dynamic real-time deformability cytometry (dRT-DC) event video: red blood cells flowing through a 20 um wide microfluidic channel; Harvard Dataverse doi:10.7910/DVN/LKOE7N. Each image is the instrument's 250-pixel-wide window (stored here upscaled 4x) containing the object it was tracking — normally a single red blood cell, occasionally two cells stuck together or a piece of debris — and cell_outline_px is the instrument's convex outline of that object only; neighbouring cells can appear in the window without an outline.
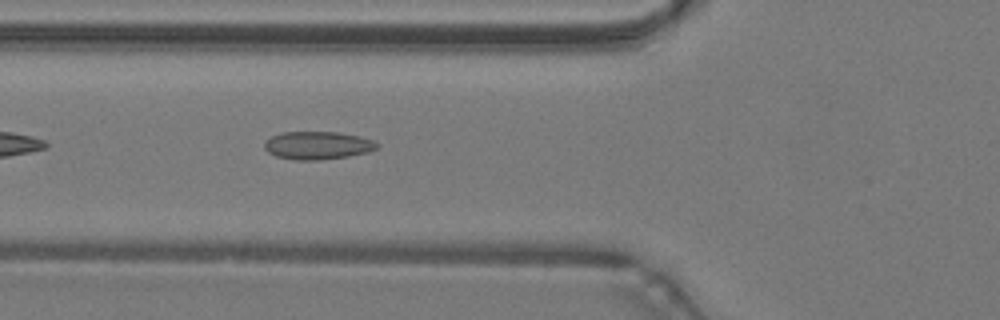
{"species": "common noctule bat (a hibernating species)", "species_latin": "Nyctalus noctula", "temperature_condition": "warm", "stored_images_in_passage": 34, "camera_frame_rate_fps": 3000, "um_per_image_px": 0.085, "animal": {"sex": "male", "body_mass_g": 19.2, "forearm_length_mm": 51.8}, "frame": {"image": 1, "passage_image": 5, "time_ms": 1.333, "image_size_px": [1000, 320], "cell_outline_px": [[380, 144], [376, 148], [368, 152], [348, 156], [320, 160], [296, 160], [276, 156], [268, 152], [264, 148], [264, 144], [272, 136], [280, 132], [336, 132], [360, 136], [372, 140]], "centroid_in_image_um": [27.0, 12.36], "position_along_channel_um": 98.8, "area_um2": 18.26}}
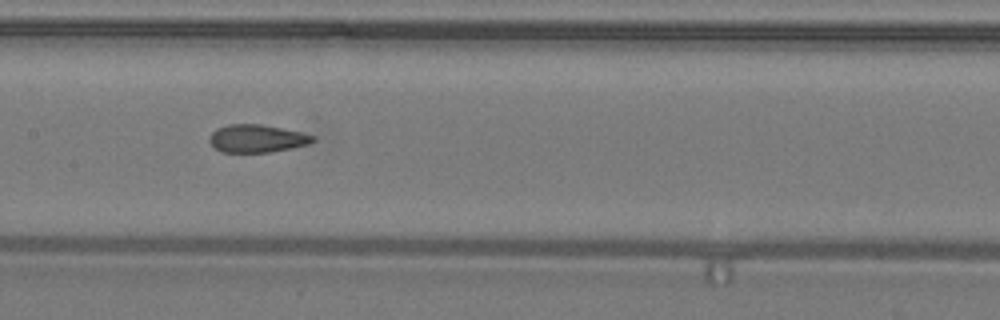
{"frame": {"image": 2, "passage_image": 11, "time_ms": 3.333, "image_size_px": [1000, 320], "cell_outline_px": [[316, 140], [312, 144], [268, 152], [220, 152], [208, 140], [208, 136], [216, 128], [228, 124], [260, 124], [300, 132], [316, 136]], "centroid_in_image_um": [21.84, 11.77], "position_along_channel_um": 185.6, "area_um2": 16.82}}
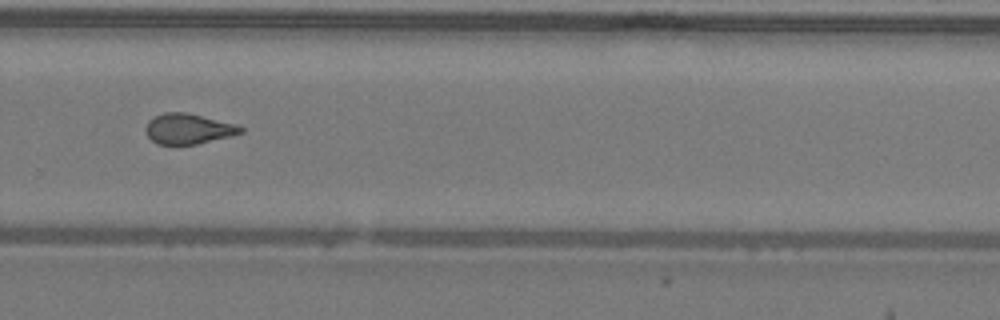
{"frame": {"image": 3, "passage_image": 20, "time_ms": 6.333, "image_size_px": [1000, 320], "cell_outline_px": [[244, 132], [196, 144], [176, 148], [156, 144], [148, 136], [144, 128], [148, 120], [164, 112], [184, 112], [236, 124], [244, 128]], "centroid_in_image_um": [15.94, 10.99], "position_along_channel_um": 313.9, "area_um2": 17.17}, "authors_computed_cell_mechanics": {"area_um2": 17.1955, "velocity_mm_per_s": 4.2952, "shape_relaxation_time_tau1_ms": null, "shape_relaxation_time_tau2_ms": 1.07, "deformation_change_tau1": null, "deformation_change_tau2": 0.0639}}